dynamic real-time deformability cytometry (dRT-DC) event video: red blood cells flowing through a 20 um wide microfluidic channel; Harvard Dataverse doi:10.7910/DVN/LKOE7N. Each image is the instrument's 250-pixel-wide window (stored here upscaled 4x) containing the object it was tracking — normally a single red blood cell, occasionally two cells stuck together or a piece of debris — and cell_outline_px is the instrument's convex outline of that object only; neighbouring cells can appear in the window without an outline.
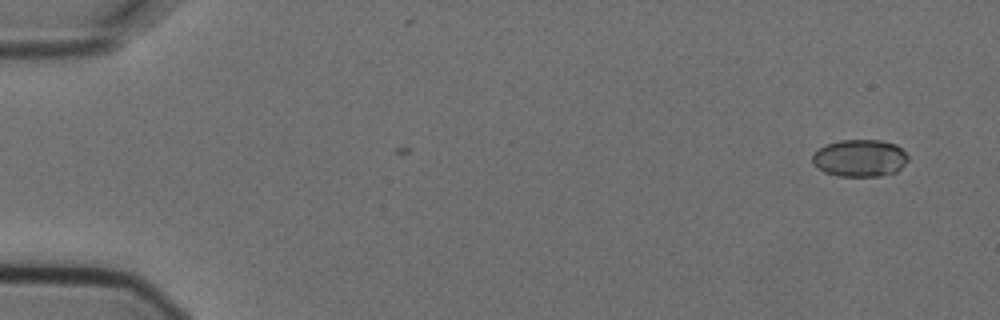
{"species": "Egyptian fruit bat (a non-hibernating species)", "species_latin": "Rousettus aegyptiacus", "temperature_condition": "cold", "stored_images_in_passage": 2, "camera_frame_rate_fps": 3000, "um_per_image_px": 0.085, "animal": {"sex": "female"}, "frame": {"image": 1, "passage_image": 1, "time_ms": 0.0, "image_size_px": [1000, 320], "cell_outline_px": [[908, 160], [896, 172], [880, 176], [836, 176], [824, 172], [816, 168], [812, 164], [812, 152], [828, 144], [840, 140], [880, 140], [896, 144], [908, 156]], "centroid_in_image_um": [73.05, 13.45], "position_along_channel_um": 12.0, "area_um2": 20.87}}